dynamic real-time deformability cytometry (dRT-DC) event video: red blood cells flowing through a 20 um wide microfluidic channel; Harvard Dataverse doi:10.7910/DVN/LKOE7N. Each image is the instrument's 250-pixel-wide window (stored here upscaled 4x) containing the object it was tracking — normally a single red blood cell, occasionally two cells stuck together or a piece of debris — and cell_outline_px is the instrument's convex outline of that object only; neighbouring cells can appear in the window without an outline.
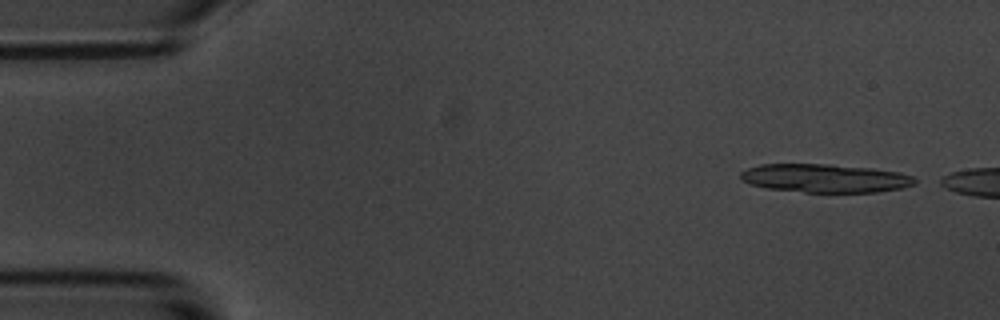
{"species": "common noctule bat (a hibernating species)", "species_latin": "Nyctalus noctula", "temperature_condition": "room temperature", "stored_images_in_passage": 14, "camera_frame_rate_fps": 3000, "um_per_image_px": 0.085, "animal": {"sex": "male", "body_mass_g": 20.1, "forearm_length_mm": 53.5}, "frame": {"image": 1, "passage_image": 3, "time_ms": 0.667, "image_size_px": [1000, 320], "cell_outline_px": [[916, 184], [904, 188], [876, 192], [804, 192], [768, 188], [752, 184], [740, 180], [740, 172], [748, 168], [760, 164], [832, 164], [872, 168], [900, 172], [912, 176], [916, 180]], "centroid_in_image_um": [70.16, 15.14], "position_along_channel_um": 14.8, "area_um2": 29.02}}